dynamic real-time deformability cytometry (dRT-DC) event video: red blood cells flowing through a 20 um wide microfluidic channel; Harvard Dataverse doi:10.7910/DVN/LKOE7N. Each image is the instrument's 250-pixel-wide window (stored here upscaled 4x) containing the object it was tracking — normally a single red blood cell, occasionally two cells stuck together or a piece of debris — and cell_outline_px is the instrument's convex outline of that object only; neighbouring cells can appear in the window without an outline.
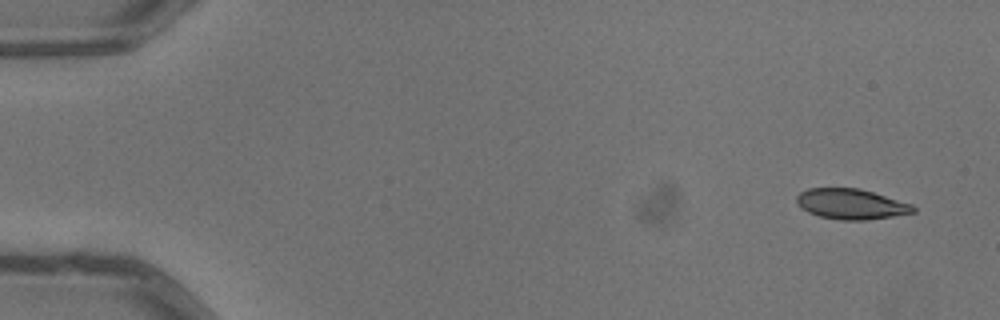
{"species": "common noctule bat (a hibernating species)", "species_latin": "Nyctalus noctula", "temperature_condition": "warm", "stored_images_in_passage": 6, "camera_frame_rate_fps": 3000, "um_per_image_px": 0.085, "animal": {"sex": "male", "body_mass_g": 13.3}, "frame": {"image": 1, "passage_image": 1, "time_ms": 0.0, "image_size_px": [1000, 320], "cell_outline_px": [[916, 212], [892, 216], [864, 220], [840, 220], [820, 216], [808, 212], [800, 208], [796, 204], [796, 196], [800, 192], [808, 188], [860, 188], [912, 204], [916, 208]], "centroid_in_image_um": [72.32, 17.34], "position_along_channel_um": 12.7, "area_um2": 20.69}}
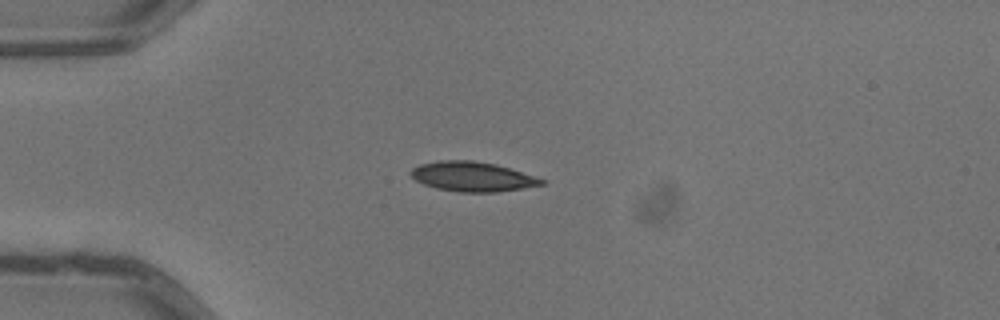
{"frame": {"image": 2, "passage_image": 4, "time_ms": 1.0, "image_size_px": [1000, 320], "cell_outline_px": [[544, 184], [496, 192], [460, 192], [436, 188], [424, 184], [416, 180], [408, 172], [412, 168], [420, 164], [440, 160], [472, 160], [496, 164], [544, 180]], "centroid_in_image_um": [40.08, 15.0], "position_along_channel_um": 44.9, "area_um2": 22.25}}
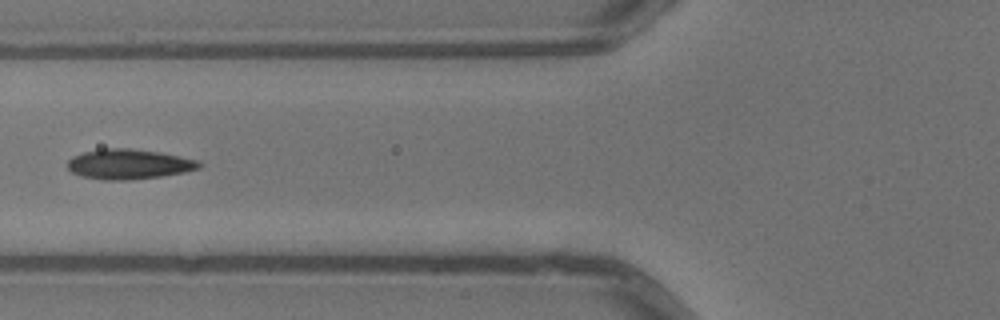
{"frame": {"image": 3, "passage_image": 6, "time_ms": 1.667, "image_size_px": [1000, 320], "cell_outline_px": [[204, 164], [200, 168], [184, 172], [160, 176], [132, 180], [104, 180], [80, 176], [72, 172], [68, 168], [68, 160], [72, 156], [84, 152], [104, 148], [128, 148], [160, 152], [200, 160]], "centroid_in_image_um": [10.97, 13.95], "position_along_channel_um": 114.8, "area_um2": 23.18}}